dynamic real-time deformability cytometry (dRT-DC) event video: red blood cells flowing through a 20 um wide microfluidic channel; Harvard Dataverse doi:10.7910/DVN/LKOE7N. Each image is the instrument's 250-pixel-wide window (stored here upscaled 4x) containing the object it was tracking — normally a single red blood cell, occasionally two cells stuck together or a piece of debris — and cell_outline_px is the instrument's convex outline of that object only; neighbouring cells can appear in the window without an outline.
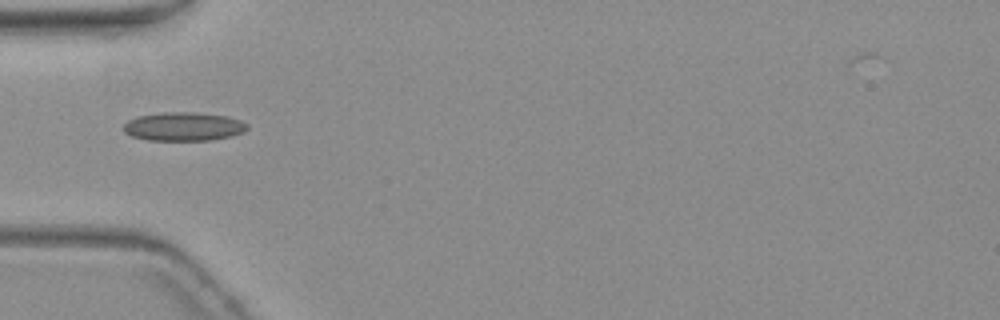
{"species": "common noctule bat (a hibernating species)", "species_latin": "Nyctalus noctula", "temperature_condition": "warm", "stored_images_in_passage": 5, "camera_frame_rate_fps": 3000, "um_per_image_px": 0.085, "animal": {"sex": "female", "body_mass_g": 19.3, "forearm_length_mm": 54.1}, "frame": {"image": 1, "passage_image": 4, "time_ms": 4.333, "image_size_px": [1000, 320], "cell_outline_px": [[248, 128], [244, 132], [232, 136], [212, 140], [148, 140], [132, 136], [124, 132], [124, 124], [128, 120], [136, 116], [164, 112], [196, 112], [228, 116], [240, 120], [248, 124]], "centroid_in_image_um": [15.62, 10.75], "position_along_channel_um": 69.4, "area_um2": 20.81}}
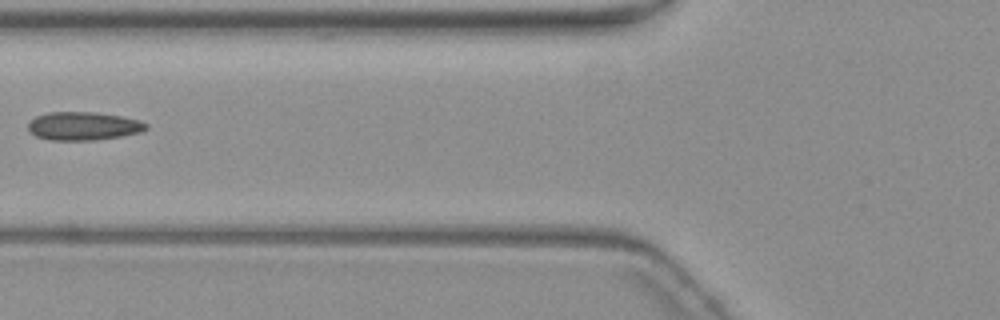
{"frame": {"image": 2, "passage_image": 5, "time_ms": 5.667, "image_size_px": [1000, 320], "cell_outline_px": [[148, 128], [140, 132], [124, 136], [96, 140], [48, 140], [36, 136], [28, 132], [28, 124], [36, 116], [48, 112], [96, 112], [120, 116], [140, 120], [148, 124]], "centroid_in_image_um": [7.09, 10.72], "position_along_channel_um": 118.7, "area_um2": 19.65}}